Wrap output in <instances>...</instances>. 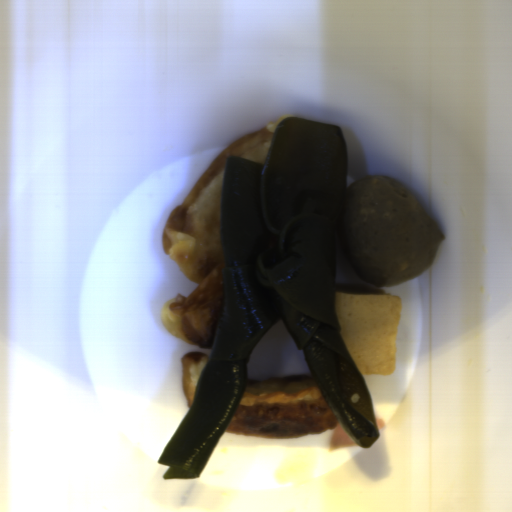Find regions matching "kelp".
Listing matches in <instances>:
<instances>
[{"mask_svg":"<svg viewBox=\"0 0 512 512\" xmlns=\"http://www.w3.org/2000/svg\"><path fill=\"white\" fill-rule=\"evenodd\" d=\"M347 167L342 128L300 116L276 126L263 163L226 157L223 306L193 404L159 457L165 480L200 477L240 405L249 361L278 321L352 441L365 449L379 438L370 391L335 311Z\"/></svg>","mask_w":512,"mask_h":512,"instance_id":"1","label":"kelp"}]
</instances>
